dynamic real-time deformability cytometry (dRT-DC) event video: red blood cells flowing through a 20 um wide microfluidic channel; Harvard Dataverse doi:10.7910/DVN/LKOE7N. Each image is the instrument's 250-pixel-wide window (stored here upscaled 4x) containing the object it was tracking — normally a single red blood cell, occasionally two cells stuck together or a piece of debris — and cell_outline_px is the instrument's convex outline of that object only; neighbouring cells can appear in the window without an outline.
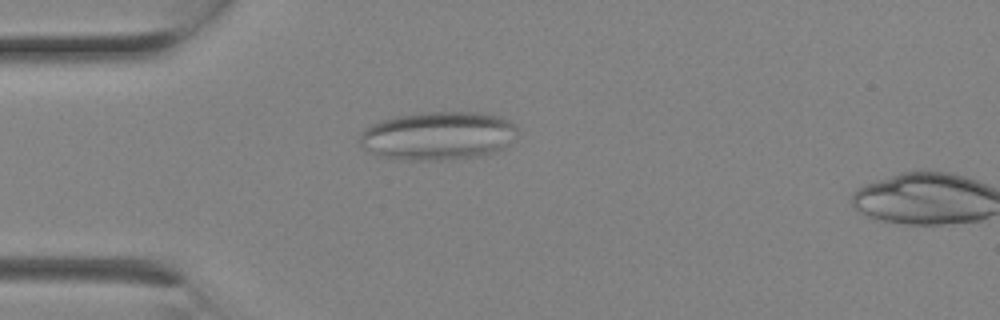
{"species": "Egyptian fruit bat (a non-hibernating species)", "species_latin": "Rousettus aegyptiacus", "temperature_condition": "room temperature", "stored_images_in_passage": 3, "camera_frame_rate_fps": 3000, "um_per_image_px": 0.085, "animal": {"sex": "female"}, "frame": {"image": 1, "passage_image": 2, "time_ms": 0.333, "image_size_px": [1000, 320], "cell_outline_px": [[516, 128], [508, 148], [496, 152], [480, 156], [452, 160], [400, 160], [376, 156], [364, 148], [360, 144], [360, 132], [364, 128], [380, 120], [392, 116], [420, 112], [476, 112], [500, 116], [508, 120]], "centroid_in_image_um": [37.19, 11.55], "position_along_channel_um": 47.8, "area_um2": 45.2}}